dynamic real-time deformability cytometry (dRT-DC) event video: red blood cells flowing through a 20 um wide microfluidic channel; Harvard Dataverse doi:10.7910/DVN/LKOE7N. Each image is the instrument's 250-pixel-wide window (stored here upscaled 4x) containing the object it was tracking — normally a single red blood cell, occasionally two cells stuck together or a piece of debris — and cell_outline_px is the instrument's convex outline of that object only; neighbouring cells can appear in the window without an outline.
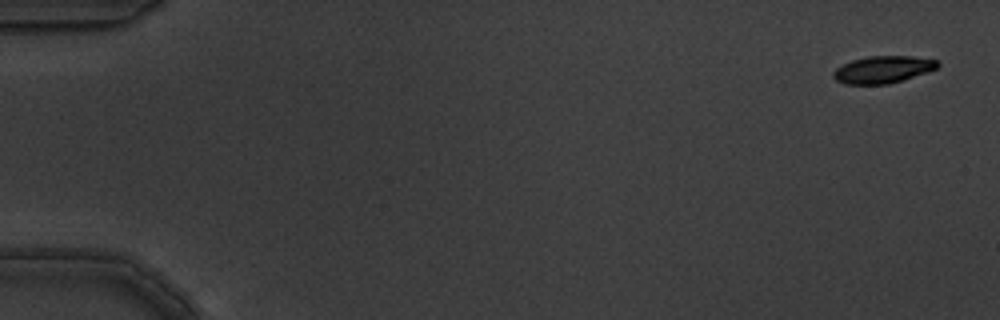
{"species": "common noctule bat (a hibernating species)", "species_latin": "Nyctalus noctula", "temperature_condition": "warm", "stored_images_in_passage": 4, "camera_frame_rate_fps": 3000, "um_per_image_px": 0.085, "animal": {"sex": "male", "body_mass_g": 19.5, "forearm_length_mm": 54.6}, "frame": {"image": 1, "passage_image": 1, "time_ms": 0.0, "image_size_px": [1000, 320], "cell_outline_px": [[940, 64], [936, 68], [928, 72], [888, 84], [844, 84], [836, 80], [832, 76], [832, 72], [836, 68], [852, 60], [868, 56], [912, 56], [936, 60]], "centroid_in_image_um": [75.02, 5.91], "position_along_channel_um": 10.0, "area_um2": 16.42}}